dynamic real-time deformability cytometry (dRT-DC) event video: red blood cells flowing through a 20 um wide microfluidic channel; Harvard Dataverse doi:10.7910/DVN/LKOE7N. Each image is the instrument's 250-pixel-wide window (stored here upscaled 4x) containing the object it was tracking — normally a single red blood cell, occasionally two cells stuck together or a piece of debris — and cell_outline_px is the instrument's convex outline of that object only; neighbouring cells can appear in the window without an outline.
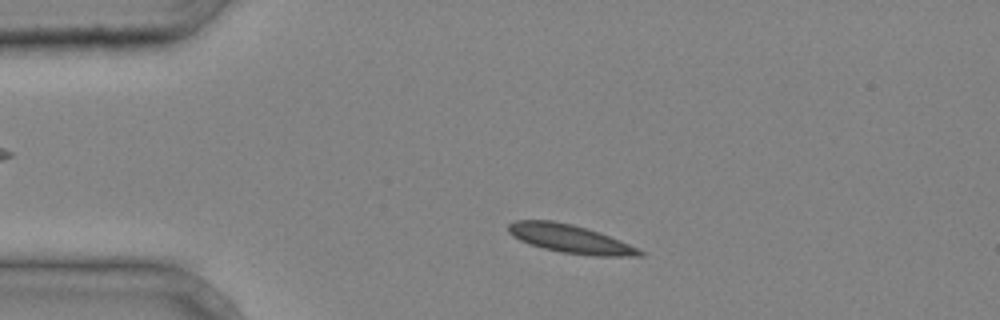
{"species": "common noctule bat (a hibernating species)", "species_latin": "Nyctalus noctula", "temperature_condition": "cold", "stored_images_in_passage": 37, "camera_frame_rate_fps": 3000, "um_per_image_px": 0.085, "animal": {"sex": "male", "body_mass_g": 20.4}, "frame": {"image": 1, "passage_image": 5, "time_ms": 1.333, "image_size_px": [1000, 320], "cell_outline_px": [[644, 256], [596, 256], [560, 252], [544, 248], [520, 240], [512, 236], [508, 232], [508, 224], [516, 220], [552, 220], [572, 224], [600, 232], [620, 240], [644, 252]], "centroid_in_image_um": [48.45, 20.29], "position_along_channel_um": 36.5, "area_um2": 21.56}}
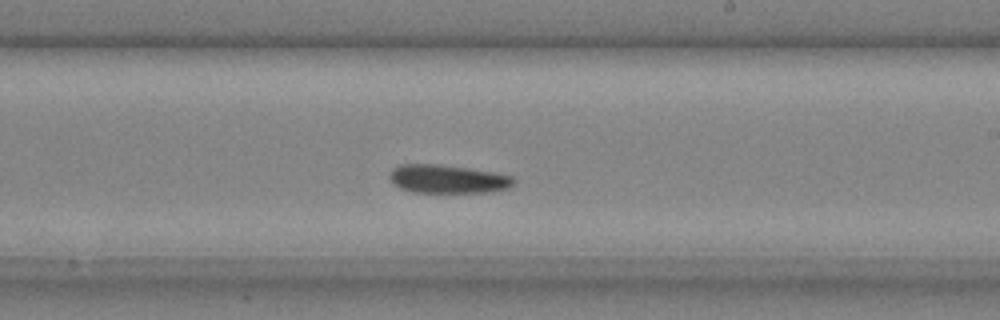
{"frame": {"image": 2, "passage_image": 21, "time_ms": 6.667, "image_size_px": [1000, 320], "cell_outline_px": [[516, 180], [508, 188], [492, 192], [412, 192], [400, 188], [388, 176], [388, 172], [392, 168], [400, 164], [440, 164], [468, 168], [492, 172], [512, 176]], "centroid_in_image_um": [38.03, 15.21], "position_along_channel_um": 251.0, "area_um2": 20.58}}
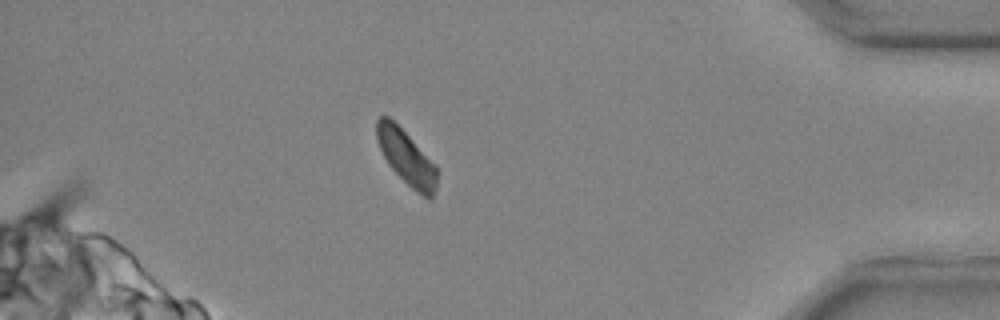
{"frame": {"image": 3, "passage_image": 33, "time_ms": 10.667, "image_size_px": [1000, 320], "cell_outline_px": [[436, 188], [432, 196], [428, 200], [416, 192], [388, 164], [376, 140], [376, 120], [380, 116], [388, 116], [436, 164]], "centroid_in_image_um": [34.53, 13.38], "position_along_channel_um": 400.7, "area_um2": 18.79}}